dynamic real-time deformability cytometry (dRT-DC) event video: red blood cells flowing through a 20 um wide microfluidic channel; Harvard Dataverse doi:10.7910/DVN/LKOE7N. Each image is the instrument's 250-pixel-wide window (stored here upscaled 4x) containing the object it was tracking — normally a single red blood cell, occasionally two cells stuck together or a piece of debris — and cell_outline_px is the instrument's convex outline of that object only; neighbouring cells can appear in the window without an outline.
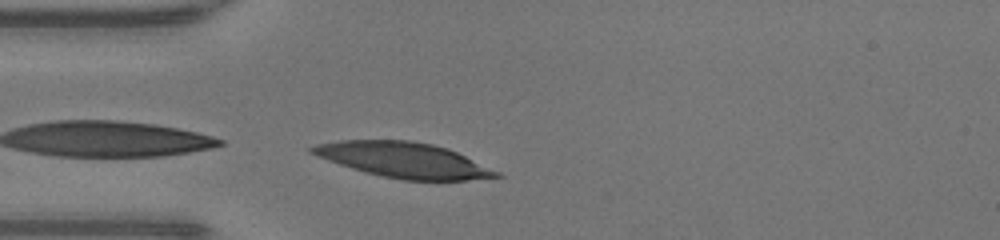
{"species": "human", "species_latin": "Homo sapiens", "temperature_condition": "warm", "stored_images_in_passage": 27, "camera_frame_rate_fps": 3000, "um_per_image_px": 0.085, "donor": {"sex": "male"}, "frame": {"image": 1, "passage_image": 1, "time_ms": 0.0, "image_size_px": [1000, 240], "cell_outline_px": [[504, 176], [468, 180], [404, 180], [384, 176], [352, 168], [328, 160], [308, 152], [308, 148], [316, 144], [340, 140], [412, 140], [432, 144], [448, 148], [500, 172]], "centroid_in_image_um": [34.32, 13.59], "position_along_channel_um": 50.7, "area_um2": 37.57}}
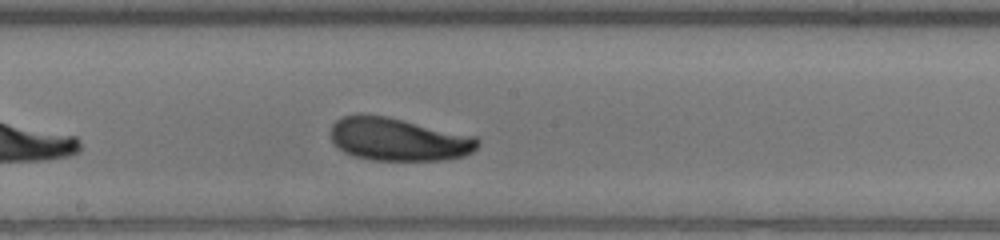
{"frame": {"image": 2, "passage_image": 13, "time_ms": 4.0, "image_size_px": [1000, 240], "cell_outline_px": [[480, 144], [472, 152], [464, 156], [444, 160], [372, 160], [352, 156], [344, 152], [332, 140], [332, 124], [340, 116], [360, 112], [388, 116], [476, 136], [480, 140]], "centroid_in_image_um": [33.86, 11.82], "position_along_channel_um": 214.3, "area_um2": 37.34}}
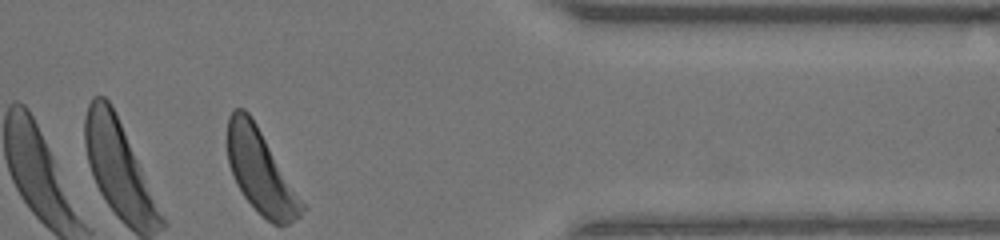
{"frame": {"image": 3, "passage_image": 27, "time_ms": 8.667, "image_size_px": [1000, 240], "cell_outline_px": [[308, 208], [300, 216], [288, 224], [272, 224], [256, 212], [244, 196], [236, 184], [228, 164], [228, 116], [236, 108], [244, 108], [248, 112], [256, 124]], "centroid_in_image_um": [22.17, 14.62], "position_along_channel_um": 389.2, "area_um2": 36.07}, "authors_computed_cell_mechanics": {"area_um2": 37.1654, "velocity_mm_per_s": 4.2779, "shape_relaxation_time_tau1_ms": 3.3556, "shape_relaxation_time_tau2_ms": null, "deformation_change_tau1": 0.1657, "deformation_change_tau2": null}}